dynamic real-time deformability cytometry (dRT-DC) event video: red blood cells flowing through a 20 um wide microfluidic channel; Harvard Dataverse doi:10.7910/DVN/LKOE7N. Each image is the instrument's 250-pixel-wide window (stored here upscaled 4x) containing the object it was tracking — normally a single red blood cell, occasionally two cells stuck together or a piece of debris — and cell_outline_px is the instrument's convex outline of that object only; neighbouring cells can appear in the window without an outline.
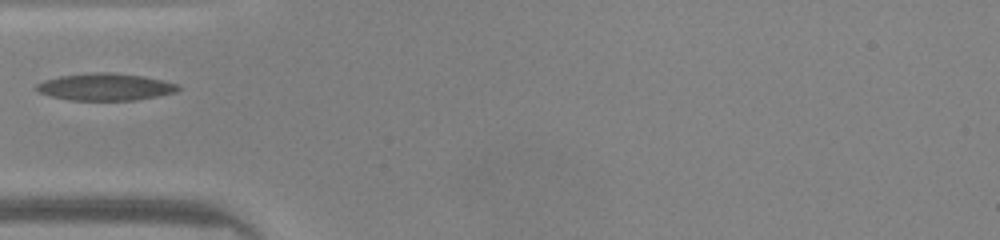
{"species": "common noctule bat (a hibernating species)", "species_latin": "Nyctalus noctula", "temperature_condition": "warm", "stored_images_in_passage": 14, "camera_frame_rate_fps": 3000, "um_per_image_px": 0.085, "animal": {"sex": "male", "body_mass_g": 20.0, "forearm_length_mm": 53.3}, "frame": {"image": 1, "passage_image": 1, "time_ms": 0.0, "image_size_px": [1000, 240], "cell_outline_px": [[180, 88], [176, 92], [136, 100], [68, 100], [52, 96], [40, 92], [36, 88], [36, 84], [44, 80], [60, 76], [92, 72], [112, 72], [144, 76], [164, 80], [180, 84]], "centroid_in_image_um": [8.99, 7.38], "position_along_channel_um": 76.0, "area_um2": 22.43}}
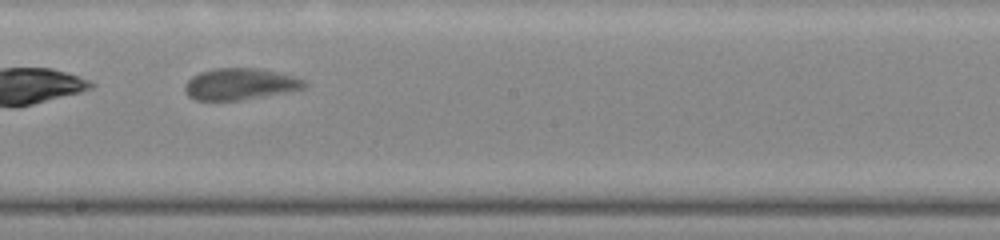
{"frame": {"image": 2, "passage_image": 12, "time_ms": 3.667, "image_size_px": [1000, 240], "cell_outline_px": [[308, 84], [304, 88], [284, 92], [240, 100], [196, 100], [188, 96], [184, 92], [184, 84], [192, 76], [200, 72], [216, 68], [260, 68], [280, 72], [296, 76], [304, 80]], "centroid_in_image_um": [20.4, 7.13], "position_along_channel_um": 227.8, "area_um2": 22.02}}